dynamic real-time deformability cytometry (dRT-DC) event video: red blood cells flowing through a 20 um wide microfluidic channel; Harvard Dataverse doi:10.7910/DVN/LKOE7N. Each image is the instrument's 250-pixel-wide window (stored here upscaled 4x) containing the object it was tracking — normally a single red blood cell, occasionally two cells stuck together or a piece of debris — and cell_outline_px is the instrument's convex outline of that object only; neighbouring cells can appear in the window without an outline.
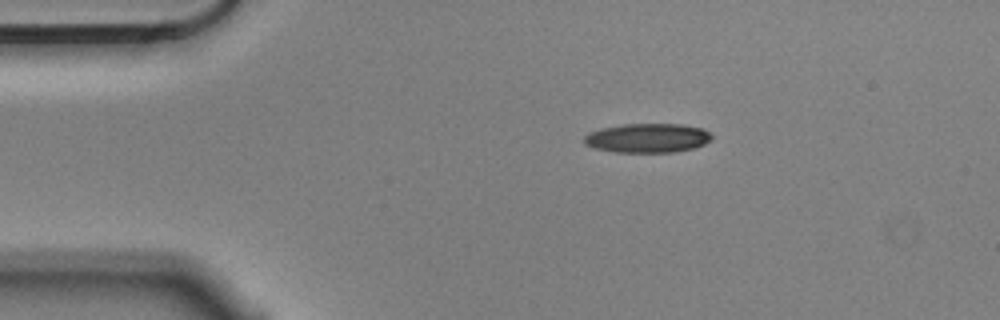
{"species": "Egyptian fruit bat (a non-hibernating species)", "species_latin": "Rousettus aegyptiacus", "temperature_condition": "cold", "stored_images_in_passage": 9, "camera_frame_rate_fps": 3000, "um_per_image_px": 0.085, "animal": {"sex": "male"}, "frame": {"image": 1, "passage_image": 1, "time_ms": 0.0, "image_size_px": [1000, 320], "cell_outline_px": [[712, 140], [704, 144], [692, 148], [672, 152], [612, 152], [596, 148], [584, 144], [580, 140], [588, 132], [600, 128], [624, 124], [684, 124], [704, 128], [712, 132]], "centroid_in_image_um": [55.03, 11.72], "position_along_channel_um": 30.0, "area_um2": 22.08}}
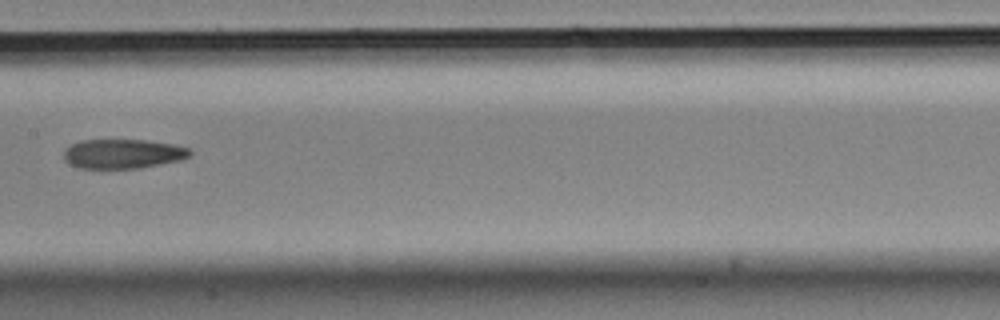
{"frame": {"image": 2, "passage_image": 6, "time_ms": 1.667, "image_size_px": [1000, 320], "cell_outline_px": [[192, 152], [188, 156], [180, 160], [140, 168], [80, 168], [68, 164], [64, 160], [64, 148], [80, 140], [144, 140], [176, 144], [188, 148]], "centroid_in_image_um": [10.42, 13.07], "position_along_channel_um": 197.0, "area_um2": 21.68}}
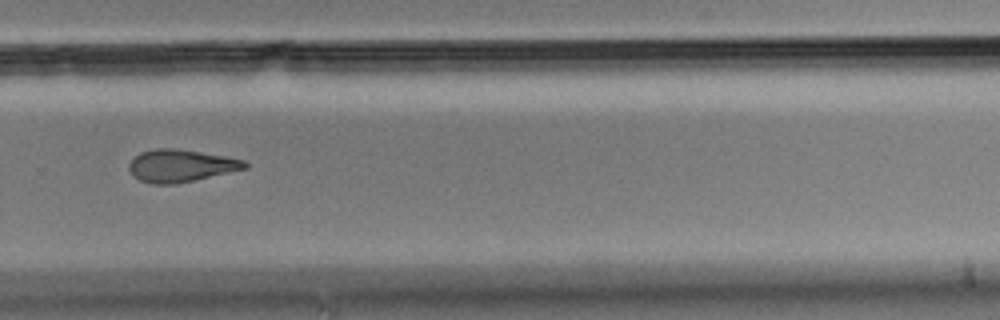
{"frame": {"image": 3, "passage_image": 9, "time_ms": 2.667, "image_size_px": [1000, 320], "cell_outline_px": [[248, 168], [176, 184], [152, 184], [140, 180], [132, 176], [128, 168], [128, 164], [140, 152], [156, 148], [176, 148], [224, 156], [244, 160], [248, 164]], "centroid_in_image_um": [15.34, 14.09], "position_along_channel_um": 314.5, "area_um2": 21.85}}